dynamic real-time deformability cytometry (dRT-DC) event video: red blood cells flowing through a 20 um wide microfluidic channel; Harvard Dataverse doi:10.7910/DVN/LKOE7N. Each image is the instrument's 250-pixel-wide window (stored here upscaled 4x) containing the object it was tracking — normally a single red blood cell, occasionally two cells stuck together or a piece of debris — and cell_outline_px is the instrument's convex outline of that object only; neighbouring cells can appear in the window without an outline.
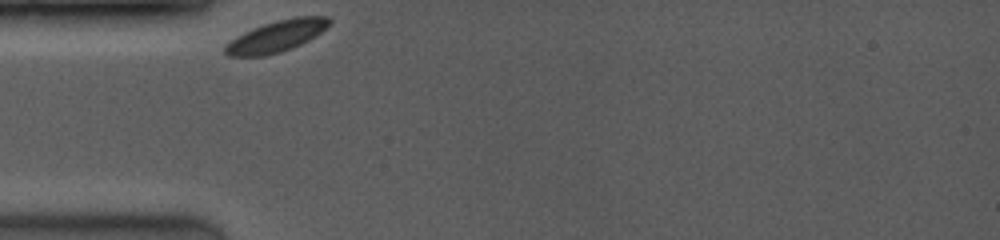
{"species": "common noctule bat (a hibernating species)", "species_latin": "Nyctalus noctula", "temperature_condition": "room temperature", "stored_images_in_passage": 26, "camera_frame_rate_fps": 3500, "um_per_image_px": 0.085, "animal": {"sex": "female", "body_mass_g": 19.0, "forearm_length_mm": 53.3}, "frame": {"image": 1, "passage_image": 1, "time_ms": 0.0, "image_size_px": [1000, 240], "cell_outline_px": [[332, 20], [320, 32], [308, 40], [300, 44], [280, 52], [264, 56], [228, 56], [224, 52], [224, 48], [236, 36], [252, 28], [276, 20], [296, 16], [328, 16]], "centroid_in_image_um": [23.49, 3.07], "position_along_channel_um": 61.5, "area_um2": 18.79}}
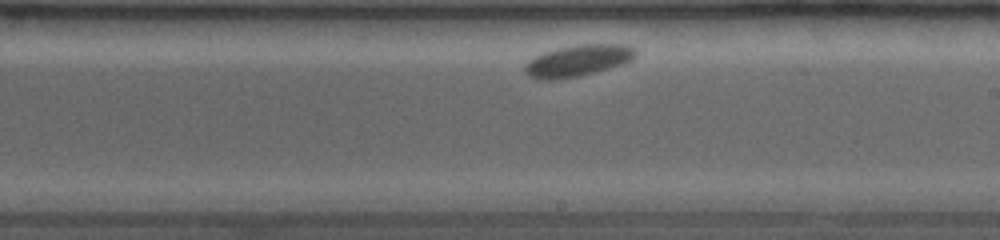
{"frame": {"image": 2, "passage_image": 15, "time_ms": 5.143, "image_size_px": [1000, 240], "cell_outline_px": [[636, 56], [632, 60], [624, 64], [580, 76], [556, 80], [540, 80], [528, 76], [524, 72], [524, 64], [528, 60], [544, 52], [556, 48], [580, 44], [624, 44], [636, 48]], "centroid_in_image_um": [49.11, 5.16], "position_along_channel_um": 239.9, "area_um2": 20.63}}
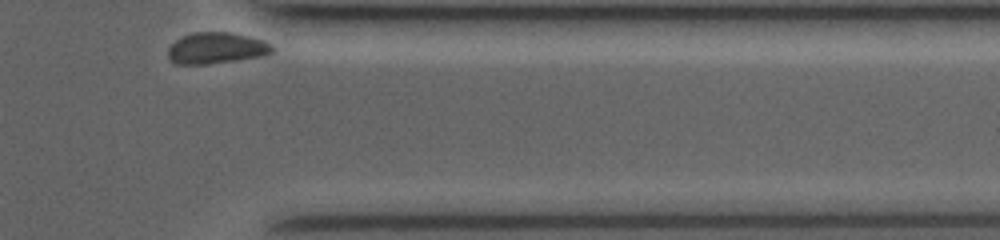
{"frame": {"image": 3, "passage_image": 26, "time_ms": 9.429, "image_size_px": [1000, 240], "cell_outline_px": [[276, 48], [272, 52], [260, 56], [236, 60], [204, 64], [176, 64], [168, 56], [168, 48], [176, 40], [184, 36], [196, 32], [232, 32], [264, 40], [272, 44]], "centroid_in_image_um": [18.42, 4.08], "position_along_channel_um": 393.0, "area_um2": 18.84}, "authors_computed_cell_mechanics": {"area_um2": 19.4497, "velocity_mm_per_s": 3.5346, "shape_relaxation_time_tau1_ms": 0.2631, "shape_relaxation_time_tau2_ms": null, "deformation_change_tau1": 0.0184, "deformation_change_tau2": null}}